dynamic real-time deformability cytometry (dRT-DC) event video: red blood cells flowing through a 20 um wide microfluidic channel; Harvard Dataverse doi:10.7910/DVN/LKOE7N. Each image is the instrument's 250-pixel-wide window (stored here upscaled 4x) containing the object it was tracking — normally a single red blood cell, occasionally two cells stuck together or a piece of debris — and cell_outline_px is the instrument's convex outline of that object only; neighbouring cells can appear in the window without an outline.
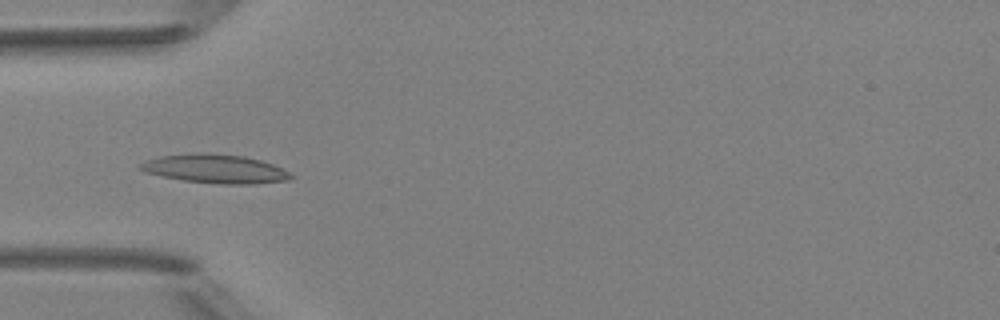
{"species": "Egyptian fruit bat (a non-hibernating species)", "species_latin": "Rousettus aegyptiacus", "temperature_condition": "room temperature", "stored_images_in_passage": 5, "camera_frame_rate_fps": 3000, "um_per_image_px": 0.085, "animal": {"sex": "female"}, "frame": {"image": 1, "passage_image": 5, "time_ms": 4.667, "image_size_px": [1000, 320], "cell_outline_px": [[296, 176], [288, 180], [252, 184], [224, 184], [184, 180], [160, 176], [144, 172], [140, 168], [140, 164], [148, 160], [160, 156], [200, 152], [244, 156], [260, 160], [284, 168]], "centroid_in_image_um": [18.34, 14.35], "position_along_channel_um": 66.7, "area_um2": 25.2}}